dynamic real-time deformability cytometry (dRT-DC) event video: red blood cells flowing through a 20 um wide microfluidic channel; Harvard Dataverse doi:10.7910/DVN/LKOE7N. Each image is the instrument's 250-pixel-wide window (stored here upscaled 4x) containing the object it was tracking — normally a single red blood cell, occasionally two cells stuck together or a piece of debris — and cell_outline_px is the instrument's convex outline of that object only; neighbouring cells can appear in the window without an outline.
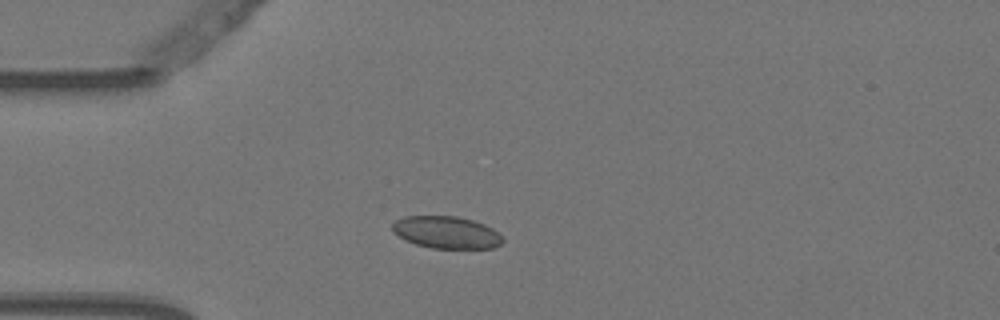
{"species": "Egyptian fruit bat (a non-hibernating species)", "species_latin": "Rousettus aegyptiacus", "temperature_condition": "warm", "stored_images_in_passage": 3, "camera_frame_rate_fps": 3000, "um_per_image_px": 0.085, "animal": {"sex": "female"}, "frame": {"image": 1, "passage_image": 3, "time_ms": 0.667, "image_size_px": [1000, 320], "cell_outline_px": [[504, 240], [500, 244], [492, 248], [432, 248], [416, 244], [404, 240], [392, 232], [392, 224], [396, 220], [404, 216], [456, 216], [472, 220], [484, 224], [492, 228]], "centroid_in_image_um": [37.9, 19.75], "position_along_channel_um": 47.1, "area_um2": 20.63}}